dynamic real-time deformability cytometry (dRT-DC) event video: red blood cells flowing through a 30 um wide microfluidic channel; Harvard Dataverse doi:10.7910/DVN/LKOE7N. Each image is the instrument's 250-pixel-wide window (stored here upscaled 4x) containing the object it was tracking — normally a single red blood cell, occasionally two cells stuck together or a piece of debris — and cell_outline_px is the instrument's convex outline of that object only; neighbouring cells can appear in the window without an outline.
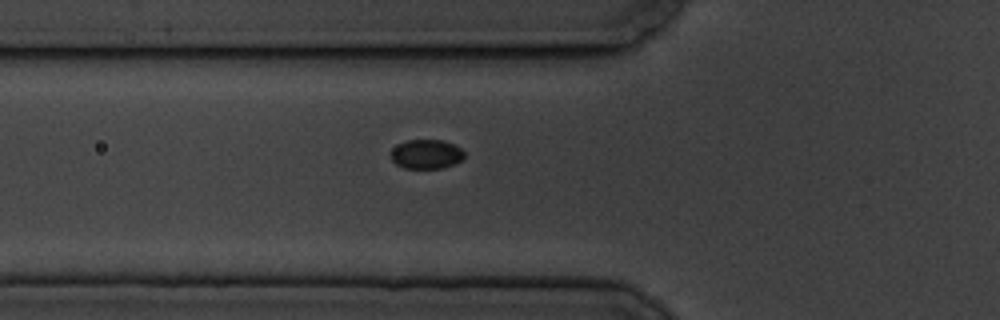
{"species": "common noctule bat (a hibernating species)", "species_latin": "Nyctalus noctula", "temperature_condition": "cold", "stored_images_in_passage": 33, "camera_frame_rate_fps": 3000, "um_per_image_px": 0.085, "animal": {"sex": "male", "body_mass_g": 19.5, "forearm_length_mm": 54.6}, "frame": {"image": 1, "passage_image": 2, "time_ms": 0.333, "image_size_px": [1000, 320], "cell_outline_px": [[464, 156], [456, 164], [444, 168], [404, 168], [396, 164], [392, 160], [392, 148], [408, 140], [440, 140], [452, 144], [460, 148], [464, 152]], "centroid_in_image_um": [36.25, 13.12], "position_along_channel_um": 89.6, "area_um2": 12.37}}
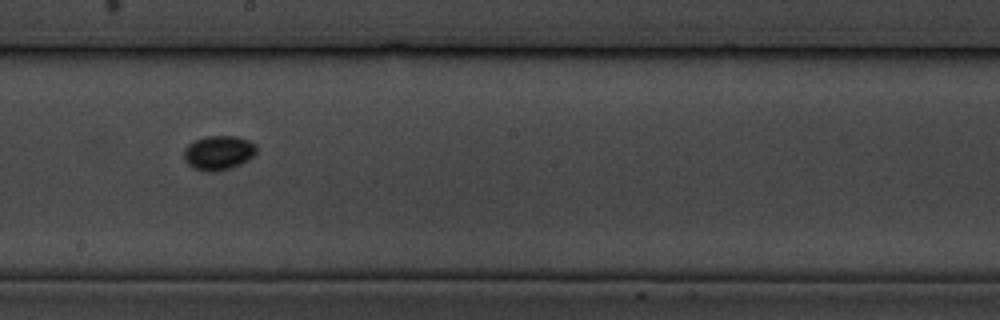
{"frame": {"image": 2, "passage_image": 14, "time_ms": 4.333, "image_size_px": [1000, 320], "cell_outline_px": [[256, 152], [248, 160], [232, 168], [216, 172], [208, 172], [192, 168], [184, 160], [184, 148], [188, 144], [204, 136], [236, 136], [248, 140], [256, 144]], "centroid_in_image_um": [18.56, 12.99], "position_along_channel_um": 229.6, "area_um2": 14.68}}
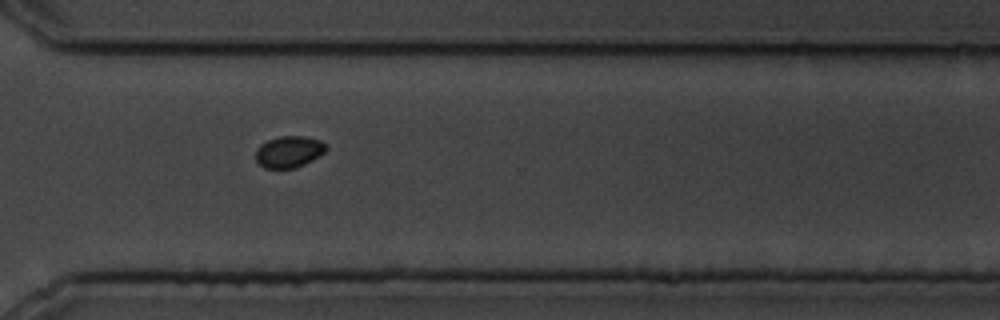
{"frame": {"image": 3, "passage_image": 24, "time_ms": 7.667, "image_size_px": [1000, 320], "cell_outline_px": [[328, 148], [324, 152], [312, 160], [296, 168], [264, 168], [256, 160], [256, 148], [260, 144], [268, 140], [280, 136], [304, 136], [320, 140], [328, 144]], "centroid_in_image_um": [24.57, 12.89], "position_along_channel_um": 346.0, "area_um2": 13.01}}